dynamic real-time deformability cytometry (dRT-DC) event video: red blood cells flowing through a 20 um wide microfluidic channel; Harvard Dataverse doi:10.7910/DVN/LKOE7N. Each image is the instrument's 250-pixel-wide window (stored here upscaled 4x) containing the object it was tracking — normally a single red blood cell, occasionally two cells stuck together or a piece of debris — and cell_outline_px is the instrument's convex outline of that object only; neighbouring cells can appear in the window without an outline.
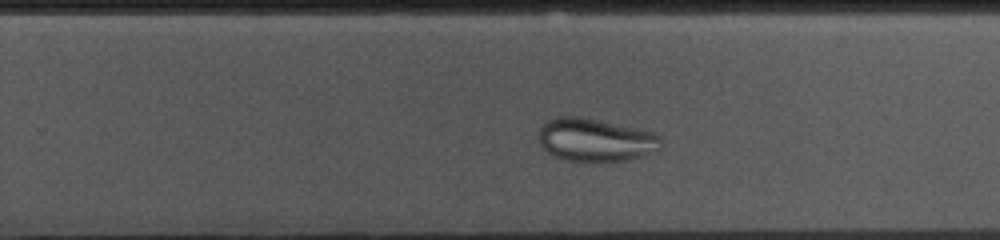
{"species": "common noctule bat (a hibernating species)", "species_latin": "Nyctalus noctula", "temperature_condition": "cold", "stored_images_in_passage": 39, "camera_frame_rate_fps": 3000, "um_per_image_px": 0.085, "animal": {"sex": "female", "body_mass_g": 10.0, "forearm_length_mm": 53.1}, "frame": {"image": 1, "passage_image": 28, "time_ms": 9.0, "image_size_px": [1000, 240], "cell_outline_px": [[660, 148], [640, 156], [624, 160], [596, 164], [564, 160], [552, 156], [540, 144], [540, 128], [548, 120], [556, 116], [576, 116], [656, 132], [660, 136]], "centroid_in_image_um": [50.58, 11.93], "position_along_channel_um": 279.2, "area_um2": 30.87}}